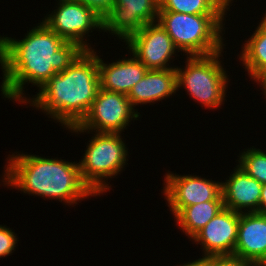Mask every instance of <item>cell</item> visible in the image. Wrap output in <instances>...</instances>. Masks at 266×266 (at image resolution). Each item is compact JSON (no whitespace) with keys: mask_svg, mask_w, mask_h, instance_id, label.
I'll return each mask as SVG.
<instances>
[{"mask_svg":"<svg viewBox=\"0 0 266 266\" xmlns=\"http://www.w3.org/2000/svg\"><path fill=\"white\" fill-rule=\"evenodd\" d=\"M100 89L97 51L85 50L64 71L57 72L24 105L46 113L63 128L78 125Z\"/></svg>","mask_w":266,"mask_h":266,"instance_id":"cell-3","label":"cell"},{"mask_svg":"<svg viewBox=\"0 0 266 266\" xmlns=\"http://www.w3.org/2000/svg\"><path fill=\"white\" fill-rule=\"evenodd\" d=\"M177 93L176 69L147 70L127 95L132 106L153 105Z\"/></svg>","mask_w":266,"mask_h":266,"instance_id":"cell-16","label":"cell"},{"mask_svg":"<svg viewBox=\"0 0 266 266\" xmlns=\"http://www.w3.org/2000/svg\"><path fill=\"white\" fill-rule=\"evenodd\" d=\"M244 149L237 155L236 165L261 184H266V152L254 146Z\"/></svg>","mask_w":266,"mask_h":266,"instance_id":"cell-20","label":"cell"},{"mask_svg":"<svg viewBox=\"0 0 266 266\" xmlns=\"http://www.w3.org/2000/svg\"><path fill=\"white\" fill-rule=\"evenodd\" d=\"M240 213L221 209L191 240L201 245V256L233 255L236 247Z\"/></svg>","mask_w":266,"mask_h":266,"instance_id":"cell-12","label":"cell"},{"mask_svg":"<svg viewBox=\"0 0 266 266\" xmlns=\"http://www.w3.org/2000/svg\"><path fill=\"white\" fill-rule=\"evenodd\" d=\"M94 11L102 19L109 13L114 0H77Z\"/></svg>","mask_w":266,"mask_h":266,"instance_id":"cell-23","label":"cell"},{"mask_svg":"<svg viewBox=\"0 0 266 266\" xmlns=\"http://www.w3.org/2000/svg\"><path fill=\"white\" fill-rule=\"evenodd\" d=\"M76 134H93L87 142L82 159L79 160L83 181L98 196L110 192V178H116L128 164L129 149L121 133H93L77 125L67 128ZM125 142V143H124ZM122 171V172H121ZM108 190V191H107Z\"/></svg>","mask_w":266,"mask_h":266,"instance_id":"cell-5","label":"cell"},{"mask_svg":"<svg viewBox=\"0 0 266 266\" xmlns=\"http://www.w3.org/2000/svg\"><path fill=\"white\" fill-rule=\"evenodd\" d=\"M162 192L175 216L182 208L206 201H223L221 182L197 175L164 174Z\"/></svg>","mask_w":266,"mask_h":266,"instance_id":"cell-9","label":"cell"},{"mask_svg":"<svg viewBox=\"0 0 266 266\" xmlns=\"http://www.w3.org/2000/svg\"><path fill=\"white\" fill-rule=\"evenodd\" d=\"M257 213L266 214V184H262L261 198Z\"/></svg>","mask_w":266,"mask_h":266,"instance_id":"cell-25","label":"cell"},{"mask_svg":"<svg viewBox=\"0 0 266 266\" xmlns=\"http://www.w3.org/2000/svg\"><path fill=\"white\" fill-rule=\"evenodd\" d=\"M159 0H114L103 18V31L126 42L146 24L158 21Z\"/></svg>","mask_w":266,"mask_h":266,"instance_id":"cell-11","label":"cell"},{"mask_svg":"<svg viewBox=\"0 0 266 266\" xmlns=\"http://www.w3.org/2000/svg\"><path fill=\"white\" fill-rule=\"evenodd\" d=\"M55 8L44 16L42 22L66 41L78 43L85 50H93L89 33L103 31V19L77 0H58Z\"/></svg>","mask_w":266,"mask_h":266,"instance_id":"cell-7","label":"cell"},{"mask_svg":"<svg viewBox=\"0 0 266 266\" xmlns=\"http://www.w3.org/2000/svg\"><path fill=\"white\" fill-rule=\"evenodd\" d=\"M233 255L253 265L266 262V214L240 213Z\"/></svg>","mask_w":266,"mask_h":266,"instance_id":"cell-13","label":"cell"},{"mask_svg":"<svg viewBox=\"0 0 266 266\" xmlns=\"http://www.w3.org/2000/svg\"><path fill=\"white\" fill-rule=\"evenodd\" d=\"M227 178L221 182L224 207L238 213L257 212L262 184L237 165Z\"/></svg>","mask_w":266,"mask_h":266,"instance_id":"cell-14","label":"cell"},{"mask_svg":"<svg viewBox=\"0 0 266 266\" xmlns=\"http://www.w3.org/2000/svg\"><path fill=\"white\" fill-rule=\"evenodd\" d=\"M250 38L241 45L239 62L255 83L266 74V27L259 22Z\"/></svg>","mask_w":266,"mask_h":266,"instance_id":"cell-17","label":"cell"},{"mask_svg":"<svg viewBox=\"0 0 266 266\" xmlns=\"http://www.w3.org/2000/svg\"><path fill=\"white\" fill-rule=\"evenodd\" d=\"M230 6L227 0H159V11L183 14H227Z\"/></svg>","mask_w":266,"mask_h":266,"instance_id":"cell-19","label":"cell"},{"mask_svg":"<svg viewBox=\"0 0 266 266\" xmlns=\"http://www.w3.org/2000/svg\"><path fill=\"white\" fill-rule=\"evenodd\" d=\"M266 12V10H265ZM264 17H262V19L260 20V22L266 27V13H264L263 15Z\"/></svg>","mask_w":266,"mask_h":266,"instance_id":"cell-27","label":"cell"},{"mask_svg":"<svg viewBox=\"0 0 266 266\" xmlns=\"http://www.w3.org/2000/svg\"><path fill=\"white\" fill-rule=\"evenodd\" d=\"M4 36L0 35V92L3 98L18 104L28 100L26 84L39 89L85 51L78 43L58 36L42 21L29 28L22 39Z\"/></svg>","mask_w":266,"mask_h":266,"instance_id":"cell-1","label":"cell"},{"mask_svg":"<svg viewBox=\"0 0 266 266\" xmlns=\"http://www.w3.org/2000/svg\"><path fill=\"white\" fill-rule=\"evenodd\" d=\"M17 233L10 227L0 224V258H5L14 253L18 244Z\"/></svg>","mask_w":266,"mask_h":266,"instance_id":"cell-21","label":"cell"},{"mask_svg":"<svg viewBox=\"0 0 266 266\" xmlns=\"http://www.w3.org/2000/svg\"><path fill=\"white\" fill-rule=\"evenodd\" d=\"M253 266H266V262L257 263L254 264Z\"/></svg>","mask_w":266,"mask_h":266,"instance_id":"cell-28","label":"cell"},{"mask_svg":"<svg viewBox=\"0 0 266 266\" xmlns=\"http://www.w3.org/2000/svg\"><path fill=\"white\" fill-rule=\"evenodd\" d=\"M136 110L126 94L100 88L87 115L77 126L90 132L122 133L132 124L129 122L140 118Z\"/></svg>","mask_w":266,"mask_h":266,"instance_id":"cell-8","label":"cell"},{"mask_svg":"<svg viewBox=\"0 0 266 266\" xmlns=\"http://www.w3.org/2000/svg\"><path fill=\"white\" fill-rule=\"evenodd\" d=\"M256 83L259 87H261L260 89L262 90V94L264 95L266 101V74H264Z\"/></svg>","mask_w":266,"mask_h":266,"instance_id":"cell-26","label":"cell"},{"mask_svg":"<svg viewBox=\"0 0 266 266\" xmlns=\"http://www.w3.org/2000/svg\"><path fill=\"white\" fill-rule=\"evenodd\" d=\"M178 266H209V257L202 256V258L180 264Z\"/></svg>","mask_w":266,"mask_h":266,"instance_id":"cell-24","label":"cell"},{"mask_svg":"<svg viewBox=\"0 0 266 266\" xmlns=\"http://www.w3.org/2000/svg\"><path fill=\"white\" fill-rule=\"evenodd\" d=\"M125 43L127 45L126 49H129V52L143 63L148 70L177 67L172 62L180 51L158 21L146 24Z\"/></svg>","mask_w":266,"mask_h":266,"instance_id":"cell-10","label":"cell"},{"mask_svg":"<svg viewBox=\"0 0 266 266\" xmlns=\"http://www.w3.org/2000/svg\"><path fill=\"white\" fill-rule=\"evenodd\" d=\"M226 15L159 11L158 22L181 51V55L183 52L187 56H205L226 48L223 39L226 34Z\"/></svg>","mask_w":266,"mask_h":266,"instance_id":"cell-4","label":"cell"},{"mask_svg":"<svg viewBox=\"0 0 266 266\" xmlns=\"http://www.w3.org/2000/svg\"><path fill=\"white\" fill-rule=\"evenodd\" d=\"M129 58L106 63L97 54L100 88L128 95L147 72V68L131 52ZM132 55V56H131Z\"/></svg>","mask_w":266,"mask_h":266,"instance_id":"cell-15","label":"cell"},{"mask_svg":"<svg viewBox=\"0 0 266 266\" xmlns=\"http://www.w3.org/2000/svg\"><path fill=\"white\" fill-rule=\"evenodd\" d=\"M222 53L224 51L205 56H186L185 66L175 68L177 91L185 89L186 95L205 109H221L231 80L226 68H223Z\"/></svg>","mask_w":266,"mask_h":266,"instance_id":"cell-6","label":"cell"},{"mask_svg":"<svg viewBox=\"0 0 266 266\" xmlns=\"http://www.w3.org/2000/svg\"><path fill=\"white\" fill-rule=\"evenodd\" d=\"M17 153L6 158L0 185L73 207L80 200L97 196L83 181L77 161Z\"/></svg>","mask_w":266,"mask_h":266,"instance_id":"cell-2","label":"cell"},{"mask_svg":"<svg viewBox=\"0 0 266 266\" xmlns=\"http://www.w3.org/2000/svg\"><path fill=\"white\" fill-rule=\"evenodd\" d=\"M231 5H233L232 3L234 2V0H227ZM233 1V2H232Z\"/></svg>","mask_w":266,"mask_h":266,"instance_id":"cell-29","label":"cell"},{"mask_svg":"<svg viewBox=\"0 0 266 266\" xmlns=\"http://www.w3.org/2000/svg\"><path fill=\"white\" fill-rule=\"evenodd\" d=\"M223 201H206L182 208L175 216V225L191 239L221 210Z\"/></svg>","mask_w":266,"mask_h":266,"instance_id":"cell-18","label":"cell"},{"mask_svg":"<svg viewBox=\"0 0 266 266\" xmlns=\"http://www.w3.org/2000/svg\"><path fill=\"white\" fill-rule=\"evenodd\" d=\"M209 266H253V264L234 255H223L209 256Z\"/></svg>","mask_w":266,"mask_h":266,"instance_id":"cell-22","label":"cell"}]
</instances>
